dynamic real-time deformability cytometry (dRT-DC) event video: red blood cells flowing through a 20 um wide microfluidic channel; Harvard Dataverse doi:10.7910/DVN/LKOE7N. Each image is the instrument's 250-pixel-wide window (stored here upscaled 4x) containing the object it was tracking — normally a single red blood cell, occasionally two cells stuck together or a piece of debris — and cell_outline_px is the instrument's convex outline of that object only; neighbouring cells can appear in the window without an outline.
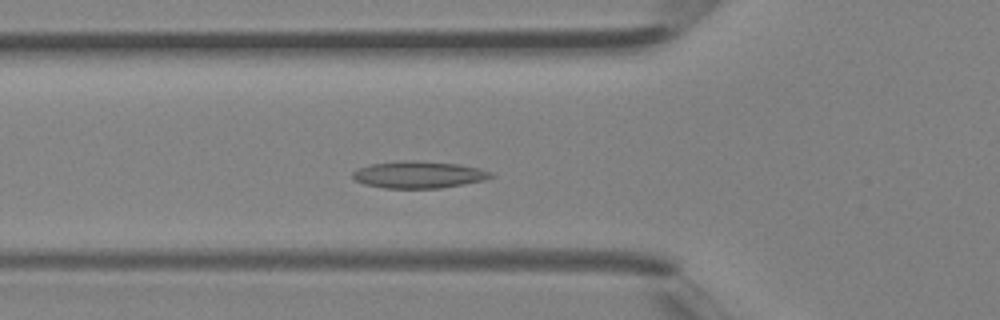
{"species": "Egyptian fruit bat (a non-hibernating species)", "species_latin": "Rousettus aegyptiacus", "temperature_condition": "room temperature", "stored_images_in_passage": 38, "camera_frame_rate_fps": 3000, "um_per_image_px": 0.085, "animal": {"sex": "female"}, "frame": {"image": 1, "passage_image": 12, "time_ms": 3.667, "image_size_px": [1000, 320], "cell_outline_px": [[496, 176], [484, 180], [464, 184], [440, 188], [384, 188], [364, 184], [356, 180], [352, 176], [352, 172], [356, 168], [368, 164], [404, 160], [416, 160], [460, 164], [480, 168], [492, 172]], "centroid_in_image_um": [35.59, 14.83], "position_along_channel_um": 90.2, "area_um2": 22.02}}
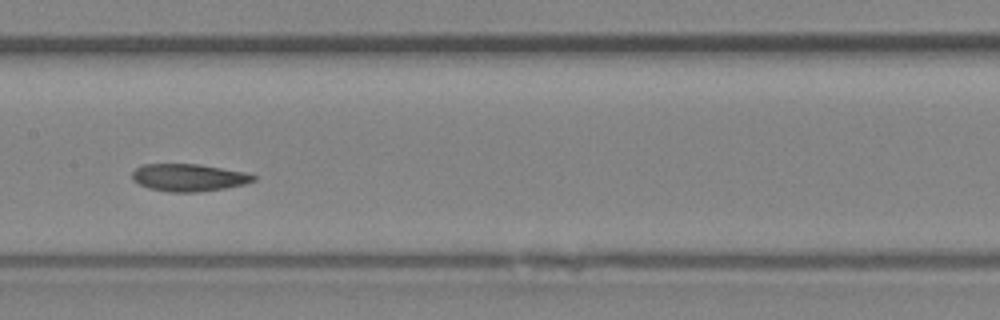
{"frame": {"image": 2, "passage_image": 18, "time_ms": 5.667, "image_size_px": [1000, 320], "cell_outline_px": [[256, 180], [244, 184], [224, 188], [196, 192], [168, 192], [148, 188], [132, 180], [132, 172], [136, 168], [144, 164], [196, 164], [244, 172], [256, 176]], "centroid_in_image_um": [16.0, 15.09], "position_along_channel_um": 191.4, "area_um2": 19.19}}
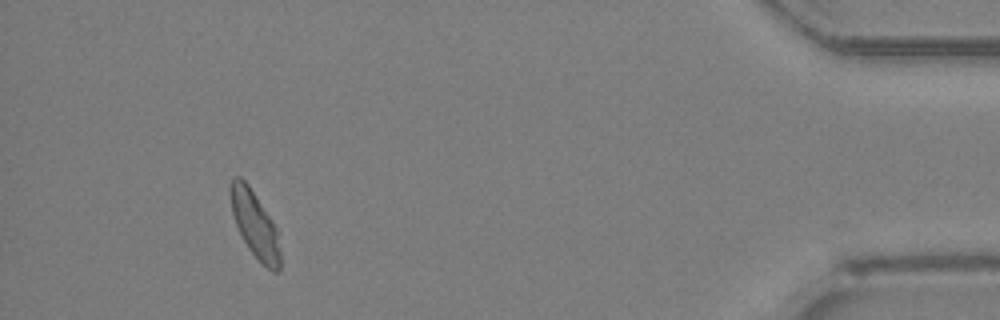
{"frame": {"image": 3, "passage_image": 35, "time_ms": 11.333, "image_size_px": [1000, 320], "cell_outline_px": [[280, 272], [272, 272], [248, 248], [236, 224], [232, 212], [232, 176], [240, 176], [248, 184], [272, 220], [276, 228], [280, 252]], "centroid_in_image_um": [21.7, 19.1], "position_along_channel_um": 413.5, "area_um2": 18.55}}